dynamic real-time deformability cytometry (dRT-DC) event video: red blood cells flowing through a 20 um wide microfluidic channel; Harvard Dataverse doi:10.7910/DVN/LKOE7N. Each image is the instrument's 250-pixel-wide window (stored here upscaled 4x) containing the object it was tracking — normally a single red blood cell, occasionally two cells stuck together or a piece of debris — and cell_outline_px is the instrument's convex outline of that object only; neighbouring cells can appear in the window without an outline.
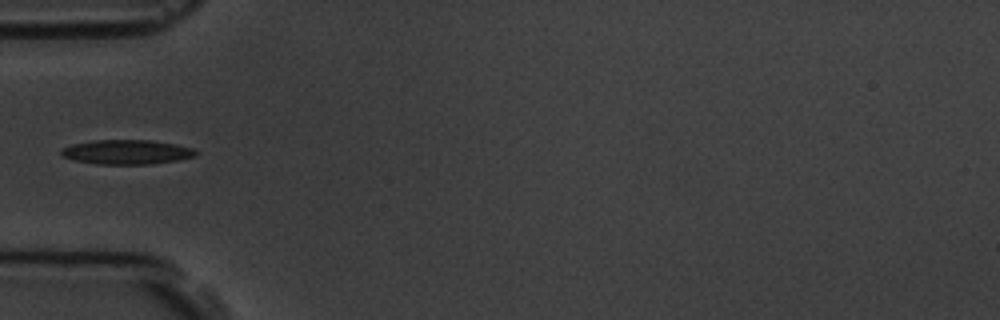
{"species": "common noctule bat (a hibernating species)", "species_latin": "Nyctalus noctula", "temperature_condition": "room temperature", "stored_images_in_passage": 6, "camera_frame_rate_fps": 3000, "um_per_image_px": 0.085, "animal": {"sex": "male", "body_mass_g": 19.5, "forearm_length_mm": 54.6}, "frame": {"image": 1, "passage_image": 2, "time_ms": 1.333, "image_size_px": [1000, 320], "cell_outline_px": [[200, 152], [196, 156], [176, 160], [152, 164], [96, 164], [72, 160], [64, 156], [60, 152], [60, 148], [72, 144], [96, 140], [152, 140], [176, 144], [192, 148]], "centroid_in_image_um": [10.78, 12.92], "position_along_channel_um": 74.2, "area_um2": 19.31}}
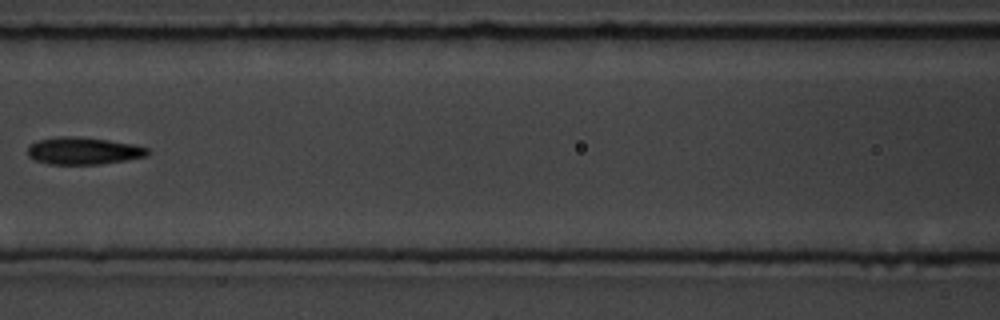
{"frame": {"image": 2, "passage_image": 4, "time_ms": 3.667, "image_size_px": [1000, 320], "cell_outline_px": [[152, 152], [148, 156], [100, 164], [48, 164], [36, 160], [28, 156], [28, 148], [36, 140], [60, 136], [72, 136], [108, 140], [132, 144], [148, 148]], "centroid_in_image_um": [7.1, 12.82], "position_along_channel_um": 159.5, "area_um2": 18.96}}
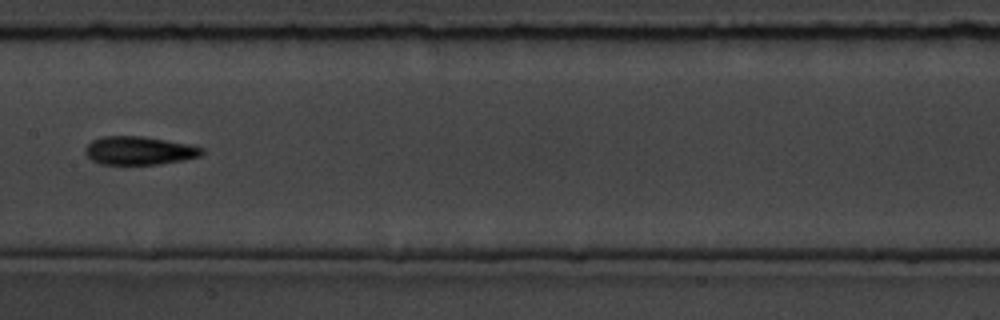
{"frame": {"image": 3, "passage_image": 5, "time_ms": 4.667, "image_size_px": [1000, 320], "cell_outline_px": [[204, 152], [200, 156], [184, 160], [160, 164], [100, 164], [92, 160], [84, 152], [84, 148], [92, 140], [104, 136], [144, 136], [192, 144], [204, 148]], "centroid_in_image_um": [11.86, 12.79], "position_along_channel_um": 195.5, "area_um2": 19.48}}